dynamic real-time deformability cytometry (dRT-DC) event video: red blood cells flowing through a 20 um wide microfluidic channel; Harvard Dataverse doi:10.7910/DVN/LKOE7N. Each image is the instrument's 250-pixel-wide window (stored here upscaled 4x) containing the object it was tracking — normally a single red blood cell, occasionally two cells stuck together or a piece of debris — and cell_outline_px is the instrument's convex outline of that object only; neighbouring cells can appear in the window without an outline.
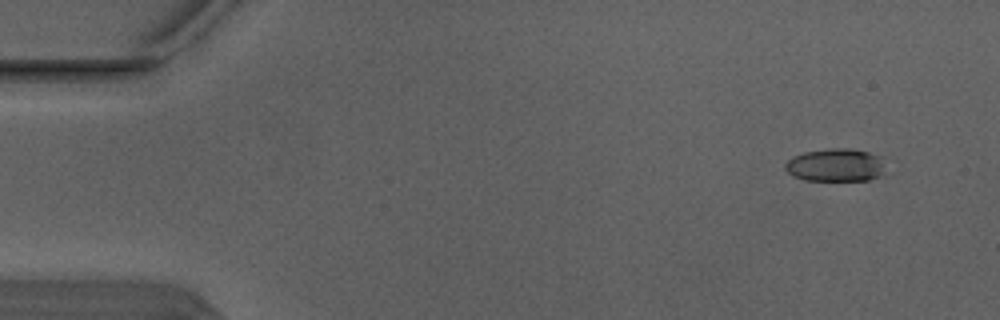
{"species": "Egyptian fruit bat (a non-hibernating species)", "species_latin": "Rousettus aegyptiacus", "temperature_condition": "warm", "stored_images_in_passage": 6, "camera_frame_rate_fps": 3000, "um_per_image_px": 0.085, "animal": {"sex": "male"}, "frame": {"image": 1, "passage_image": 2, "time_ms": 0.333, "image_size_px": [1000, 320], "cell_outline_px": [[880, 176], [868, 180], [804, 180], [792, 176], [784, 168], [784, 164], [792, 156], [804, 152], [832, 148], [848, 148], [868, 152], [880, 156]], "centroid_in_image_um": [70.92, 14.03], "position_along_channel_um": 14.1, "area_um2": 18.96}}